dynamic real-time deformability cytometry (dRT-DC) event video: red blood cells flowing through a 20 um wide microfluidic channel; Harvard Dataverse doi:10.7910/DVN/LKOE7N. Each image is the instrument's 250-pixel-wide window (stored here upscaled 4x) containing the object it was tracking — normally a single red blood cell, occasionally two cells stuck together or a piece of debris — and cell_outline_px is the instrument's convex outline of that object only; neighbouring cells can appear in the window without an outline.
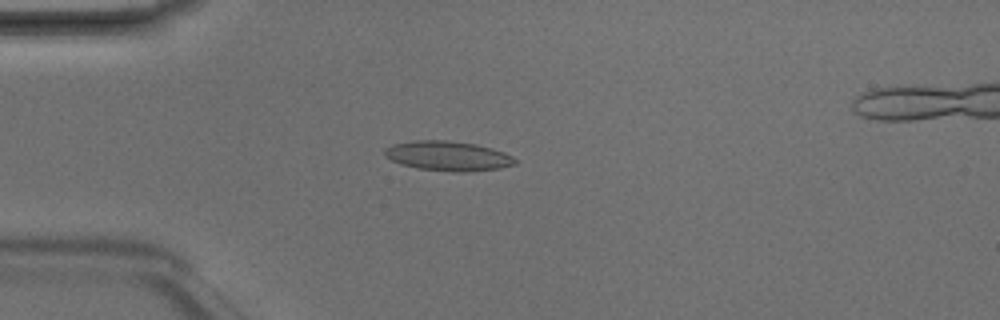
{"species": "Egyptian fruit bat (a non-hibernating species)", "species_latin": "Rousettus aegyptiacus", "temperature_condition": "room temperature", "stored_images_in_passage": 3, "camera_frame_rate_fps": 3000, "um_per_image_px": 0.085, "animal": {"sex": "male"}, "frame": {"image": 1, "passage_image": 2, "time_ms": 0.333, "image_size_px": [1000, 320], "cell_outline_px": [[520, 160], [516, 164], [500, 168], [468, 172], [452, 172], [416, 168], [400, 164], [384, 156], [384, 148], [392, 144], [412, 140], [448, 140], [476, 144], [492, 148], [504, 152]], "centroid_in_image_um": [38.08, 13.25], "position_along_channel_um": 46.9, "area_um2": 22.95}}